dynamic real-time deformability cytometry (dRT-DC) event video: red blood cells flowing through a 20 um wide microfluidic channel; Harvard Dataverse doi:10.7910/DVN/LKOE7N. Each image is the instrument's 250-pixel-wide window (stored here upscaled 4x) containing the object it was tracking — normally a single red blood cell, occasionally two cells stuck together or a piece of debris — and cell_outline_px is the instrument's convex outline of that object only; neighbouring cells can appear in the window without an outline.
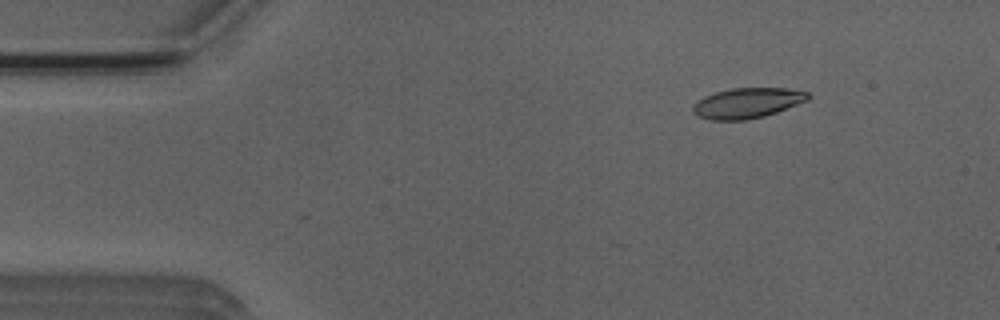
{"species": "Egyptian fruit bat (a non-hibernating species)", "species_latin": "Rousettus aegyptiacus", "temperature_condition": "room temperature", "stored_images_in_passage": 8, "camera_frame_rate_fps": 3000, "um_per_image_px": 0.085, "animal": {"sex": "male"}, "frame": {"image": 1, "passage_image": 5, "time_ms": 1.333, "image_size_px": [1000, 320], "cell_outline_px": [[812, 96], [808, 100], [776, 112], [764, 116], [744, 120], [712, 120], [696, 116], [692, 112], [692, 104], [704, 96], [716, 92], [732, 88], [788, 88], [808, 92]], "centroid_in_image_um": [63.5, 8.75], "position_along_channel_um": 21.5, "area_um2": 20.4}}